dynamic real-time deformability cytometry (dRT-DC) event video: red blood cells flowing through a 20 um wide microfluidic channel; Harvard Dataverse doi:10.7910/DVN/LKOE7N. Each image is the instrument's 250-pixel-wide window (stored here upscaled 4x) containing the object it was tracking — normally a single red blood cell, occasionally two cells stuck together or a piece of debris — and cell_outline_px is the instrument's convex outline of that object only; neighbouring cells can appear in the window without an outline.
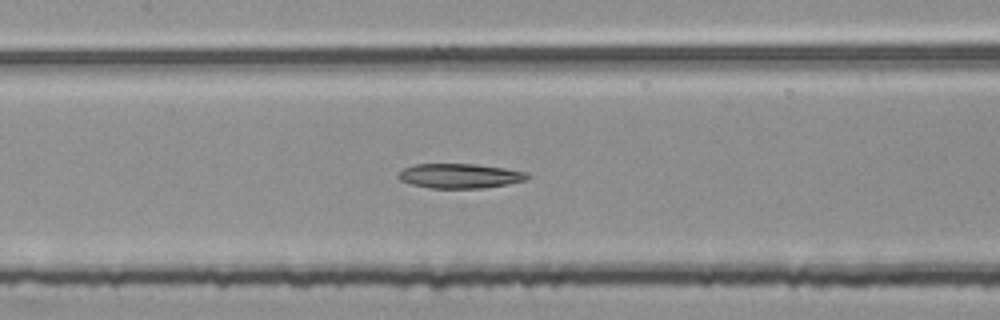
{"species": "common noctule bat (a hibernating species)", "species_latin": "Nyctalus noctula", "temperature_condition": "room temperature", "stored_images_in_passage": 53, "segment_of_instrument_passage": [2, 2], "camera_frame_rate_fps": 3000, "um_per_image_px": 0.085, "animal": {"sex": "female", "body_mass_g": 25.1}, "frame": {"image": 1, "passage_image": 25, "time_ms": 8.0, "image_size_px": [1000, 320], "cell_outline_px": [[532, 176], [524, 180], [508, 184], [484, 188], [432, 188], [412, 184], [400, 180], [396, 176], [404, 168], [416, 164], [476, 164], [504, 168], [528, 172]], "centroid_in_image_um": [39.11, 14.95], "position_along_channel_um": 168.3, "area_um2": 18.5}}
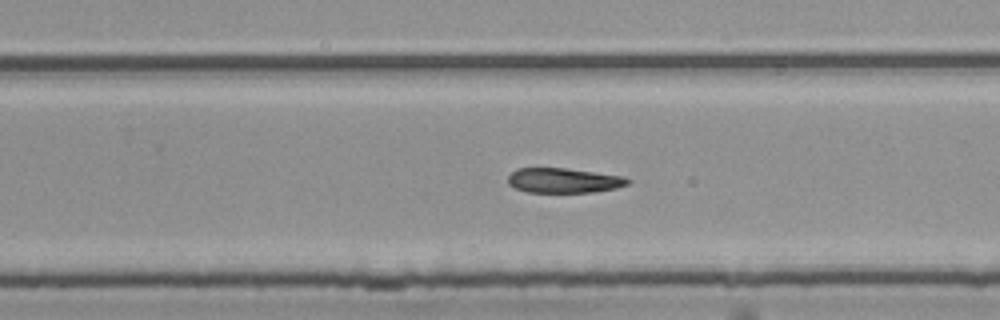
{"frame": {"image": 2, "passage_image": 34, "time_ms": 11.0, "image_size_px": [1000, 320], "cell_outline_px": [[632, 180], [628, 184], [616, 188], [592, 192], [528, 192], [516, 188], [508, 184], [508, 176], [516, 168], [564, 168], [624, 176]], "centroid_in_image_um": [47.92, 15.33], "position_along_channel_um": 281.9, "area_um2": 17.28}}
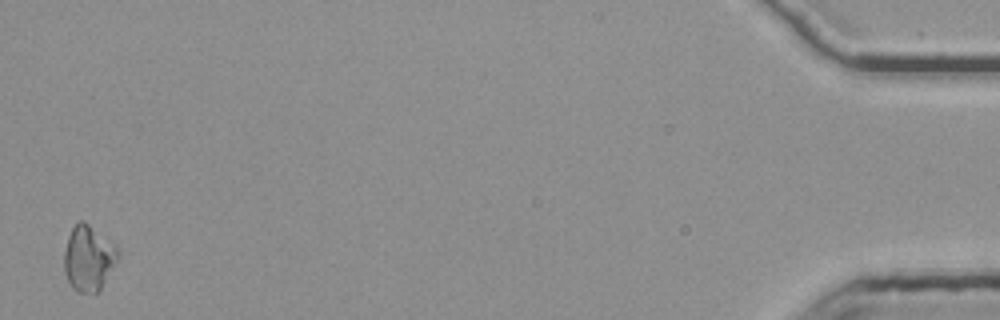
{"frame": {"image": 3, "passage_image": 53, "time_ms": 17.333, "image_size_px": [1000, 320], "cell_outline_px": [[120, 256], [100, 292], [76, 292], [72, 288], [64, 272], [64, 252], [68, 236], [72, 228], [80, 220], [84, 220], [116, 244], [120, 252]], "centroid_in_image_um": [7.55, 21.94], "position_along_channel_um": 427.6, "area_um2": 20.92}}